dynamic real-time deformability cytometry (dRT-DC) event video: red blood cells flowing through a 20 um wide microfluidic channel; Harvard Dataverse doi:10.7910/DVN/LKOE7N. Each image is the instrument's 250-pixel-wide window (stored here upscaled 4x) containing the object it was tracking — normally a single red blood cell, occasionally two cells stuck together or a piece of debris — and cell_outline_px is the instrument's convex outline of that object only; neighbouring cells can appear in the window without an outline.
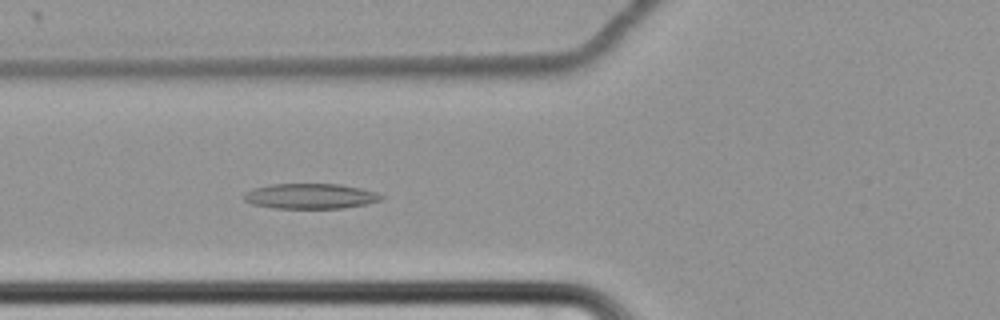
{"species": "common noctule bat (a hibernating species)", "species_latin": "Nyctalus noctula", "temperature_condition": "cold", "stored_images_in_passage": 61, "camera_frame_rate_fps": 3000, "um_per_image_px": 0.085, "animal": {"sex": "female", "body_mass_g": 22.7, "forearm_length_mm": 54.2}, "frame": {"image": 1, "passage_image": 29, "time_ms": 9.333, "image_size_px": [1000, 320], "cell_outline_px": [[384, 196], [380, 200], [368, 204], [340, 208], [276, 208], [252, 204], [244, 200], [244, 196], [248, 192], [256, 188], [272, 184], [340, 184], [360, 188], [376, 192]], "centroid_in_image_um": [26.43, 16.67], "position_along_channel_um": 99.4, "area_um2": 19.94}}
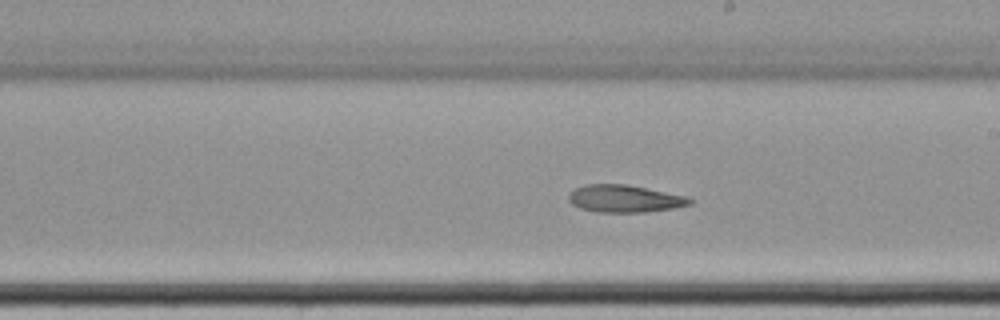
{"frame": {"image": 2, "passage_image": 41, "time_ms": 13.333, "image_size_px": [1000, 320], "cell_outline_px": [[696, 200], [692, 204], [672, 208], [644, 212], [596, 212], [580, 208], [572, 204], [568, 200], [568, 196], [576, 188], [584, 184], [624, 184], [688, 196]], "centroid_in_image_um": [53.12, 16.89], "position_along_channel_um": 235.9, "area_um2": 19.31}}
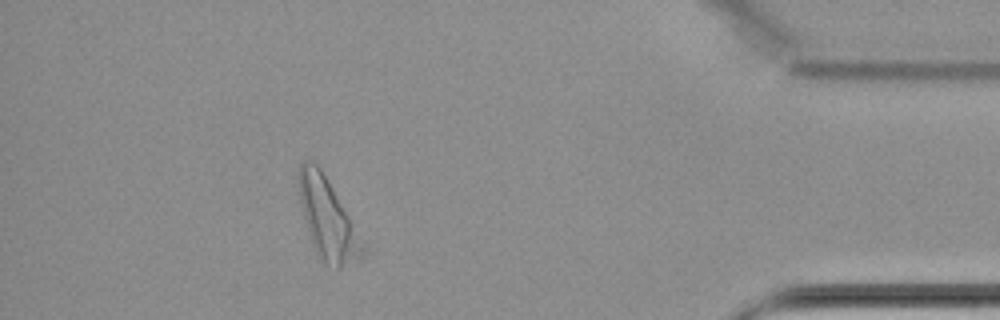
{"frame": {"image": 3, "passage_image": 60, "time_ms": 19.667, "image_size_px": [1000, 320], "cell_outline_px": [[368, 252], [340, 268], [336, 268], [320, 260], [316, 252], [304, 216], [300, 200], [300, 164], [304, 160], [312, 160], [320, 168], [332, 188], [348, 216]], "centroid_in_image_um": [27.85, 18.63], "position_along_channel_um": 407.4, "area_um2": 28.55}}